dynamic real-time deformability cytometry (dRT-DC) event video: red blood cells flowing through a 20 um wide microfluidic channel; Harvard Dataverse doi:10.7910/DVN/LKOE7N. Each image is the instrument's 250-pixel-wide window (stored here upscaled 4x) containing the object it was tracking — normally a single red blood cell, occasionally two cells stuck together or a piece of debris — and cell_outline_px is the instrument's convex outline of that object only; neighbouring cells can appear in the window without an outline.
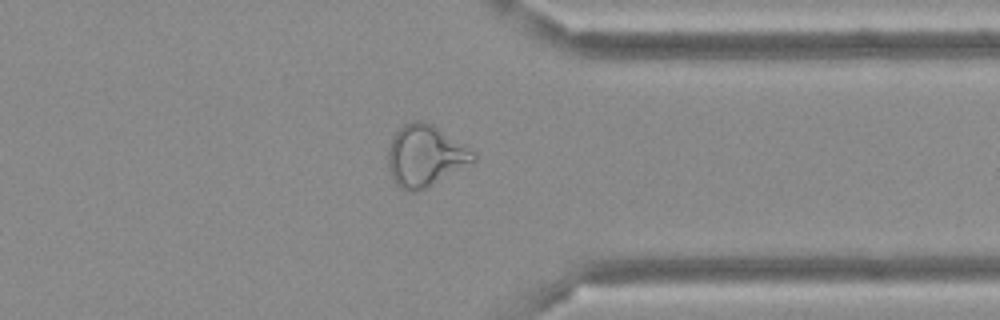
{"species": "Egyptian fruit bat (a non-hibernating species)", "species_latin": "Rousettus aegyptiacus", "temperature_condition": "cold", "stored_images_in_passage": 36, "camera_frame_rate_fps": 3000, "um_per_image_px": 0.085, "frame": {"image": 1, "passage_image": 26, "time_ms": 8.333, "image_size_px": [1000, 320], "cell_outline_px": [[476, 160], [424, 188], [416, 192], [408, 192], [400, 188], [396, 184], [392, 176], [388, 164], [388, 148], [392, 136], [404, 124], [412, 120], [424, 120], [432, 124], [464, 144], [476, 152]], "centroid_in_image_um": [36.12, 13.21], "position_along_channel_um": 375.3, "area_um2": 30.23}}